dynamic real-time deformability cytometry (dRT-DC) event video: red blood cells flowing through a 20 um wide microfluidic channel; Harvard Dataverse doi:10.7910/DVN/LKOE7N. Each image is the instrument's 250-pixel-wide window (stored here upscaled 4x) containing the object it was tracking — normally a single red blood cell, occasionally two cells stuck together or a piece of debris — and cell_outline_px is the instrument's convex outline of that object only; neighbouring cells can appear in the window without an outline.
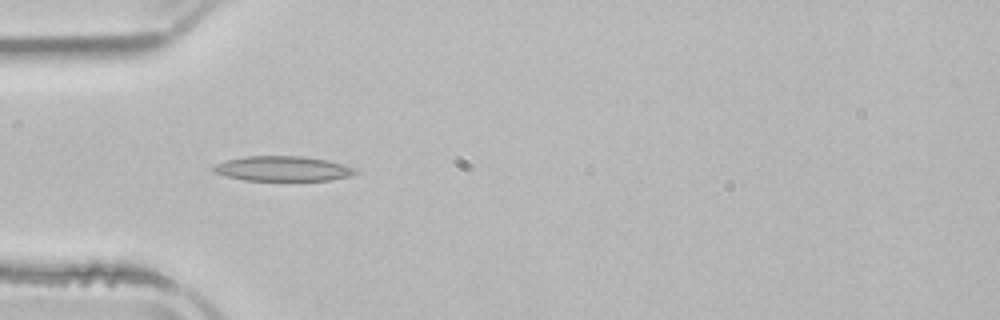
{"species": "common noctule bat (a hibernating species)", "species_latin": "Nyctalus noctula", "temperature_condition": "room temperature", "stored_images_in_passage": 2, "camera_frame_rate_fps": 3000, "um_per_image_px": 0.085, "animal": {"sex": "male", "body_mass_g": 21.5, "forearm_length_mm": 52.0}, "frame": {"image": 1, "passage_image": 1, "time_ms": 0.0, "image_size_px": [1000, 320], "cell_outline_px": [[360, 172], [352, 176], [332, 180], [244, 180], [224, 176], [212, 172], [212, 168], [216, 164], [228, 160], [248, 156], [304, 156], [328, 160], [356, 168]], "centroid_in_image_um": [24.08, 14.34], "position_along_channel_um": 60.9, "area_um2": 20.75}}
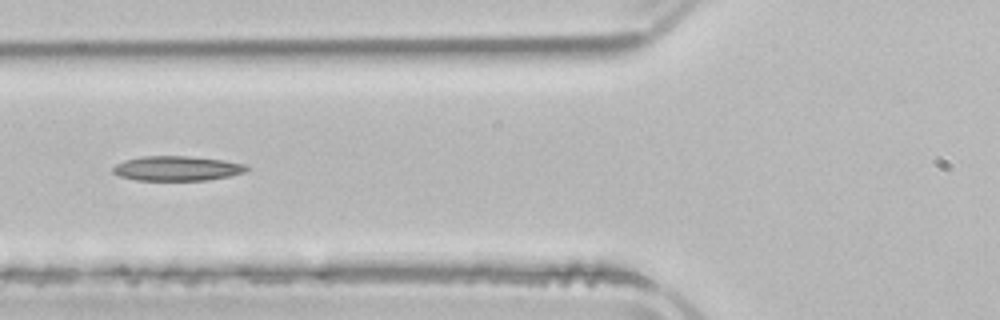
{"frame": {"image": 2, "passage_image": 2, "time_ms": 1.333, "image_size_px": [1000, 320], "cell_outline_px": [[248, 168], [244, 172], [228, 176], [208, 180], [136, 180], [120, 176], [112, 172], [112, 168], [116, 164], [124, 160], [140, 156], [188, 156], [224, 160], [244, 164]], "centroid_in_image_um": [15.0, 14.31], "position_along_channel_um": 110.8, "area_um2": 19.19}}